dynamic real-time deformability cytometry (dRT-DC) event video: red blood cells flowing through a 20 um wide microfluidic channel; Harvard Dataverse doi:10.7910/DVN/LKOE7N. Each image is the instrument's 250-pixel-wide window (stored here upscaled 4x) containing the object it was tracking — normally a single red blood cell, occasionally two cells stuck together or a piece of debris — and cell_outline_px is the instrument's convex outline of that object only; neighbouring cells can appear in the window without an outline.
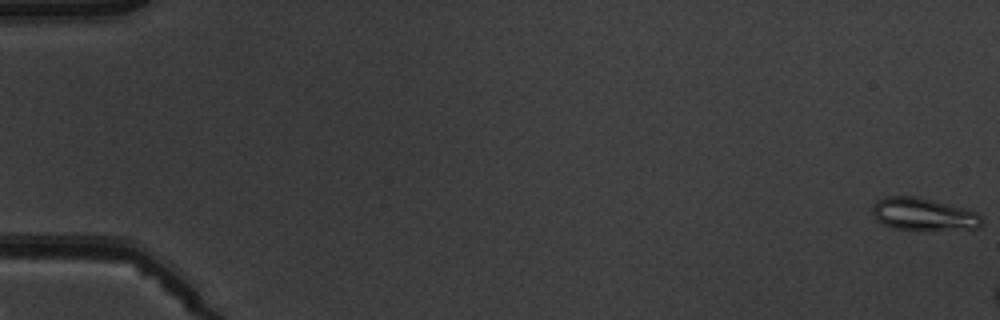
{"species": "common noctule bat (a hibernating species)", "species_latin": "Nyctalus noctula", "temperature_condition": "warm", "stored_images_in_passage": 7, "camera_frame_rate_fps": 3000, "um_per_image_px": 0.085, "animal": {"sex": "male", "body_mass_g": 19.5, "forearm_length_mm": 54.6}, "frame": {"image": 1, "passage_image": 1, "time_ms": 0.0, "image_size_px": [1000, 320], "cell_outline_px": [[984, 220], [980, 228], [920, 232], [892, 228], [876, 220], [872, 212], [872, 204], [876, 200], [884, 196], [912, 196], [932, 200], [964, 208], [976, 212]], "centroid_in_image_um": [78.48, 18.25], "position_along_channel_um": 6.5, "area_um2": 21.44}}
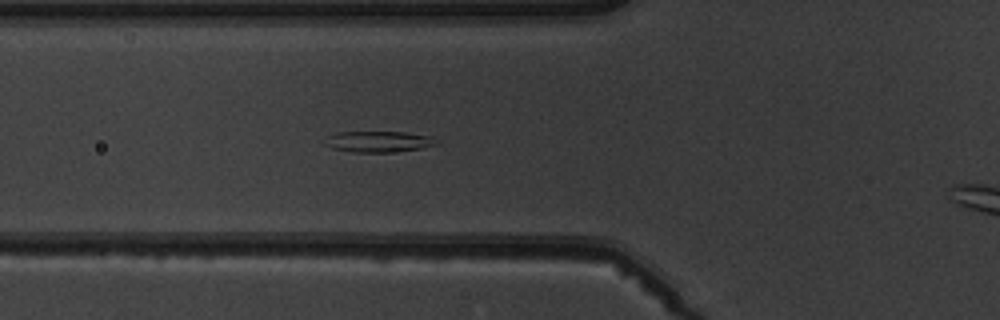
{"frame": {"image": 2, "passage_image": 6, "time_ms": 6.667, "image_size_px": [1000, 320], "cell_outline_px": [[440, 144], [420, 148], [388, 152], [352, 152], [332, 148], [324, 144], [328, 136], [336, 132], [404, 132], [432, 136]], "centroid_in_image_um": [32.18, 12.03], "position_along_channel_um": 93.6, "area_um2": 13.58}}